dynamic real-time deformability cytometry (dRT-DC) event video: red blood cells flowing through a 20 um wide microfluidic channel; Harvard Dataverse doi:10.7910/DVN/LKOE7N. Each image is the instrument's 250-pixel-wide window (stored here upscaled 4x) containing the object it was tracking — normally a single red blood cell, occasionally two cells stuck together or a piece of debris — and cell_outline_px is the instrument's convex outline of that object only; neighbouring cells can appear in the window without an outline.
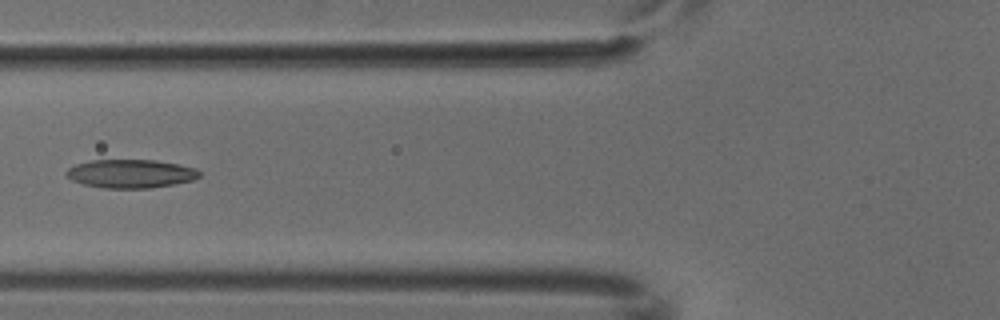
{"species": "common noctule bat (a hibernating species)", "species_latin": "Nyctalus noctula", "temperature_condition": "cold", "stored_images_in_passage": 5, "camera_frame_rate_fps": 3000, "um_per_image_px": 0.085, "animal": {"sex": "male", "body_mass_g": 18.8}, "frame": {"image": 1, "passage_image": 5, "time_ms": 1.333, "image_size_px": [1000, 320], "cell_outline_px": [[200, 176], [192, 180], [172, 184], [148, 188], [104, 188], [84, 184], [72, 180], [64, 172], [68, 168], [76, 164], [92, 160], [156, 160], [180, 164], [196, 168], [200, 172]], "centroid_in_image_um": [11.11, 14.75], "position_along_channel_um": 114.7, "area_um2": 22.02}}